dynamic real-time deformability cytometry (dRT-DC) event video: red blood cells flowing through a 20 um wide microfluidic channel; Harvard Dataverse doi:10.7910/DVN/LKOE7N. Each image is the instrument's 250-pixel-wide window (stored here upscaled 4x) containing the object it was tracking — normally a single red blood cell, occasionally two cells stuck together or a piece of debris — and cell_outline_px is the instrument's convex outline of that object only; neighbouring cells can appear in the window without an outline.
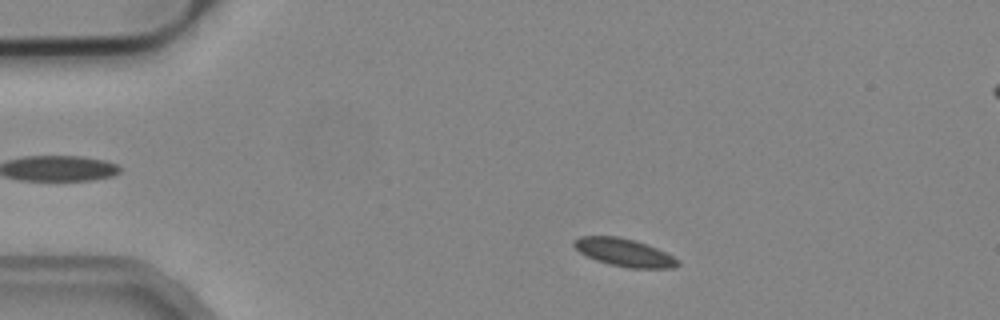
{"species": "common noctule bat (a hibernating species)", "species_latin": "Nyctalus noctula", "temperature_condition": "cold", "stored_images_in_passage": 7, "camera_frame_rate_fps": 3000, "um_per_image_px": 0.085, "animal": {"sex": "male", "body_mass_g": 19.2, "forearm_length_mm": 51.8}, "frame": {"image": 1, "passage_image": 2, "time_ms": 0.333, "image_size_px": [1000, 320], "cell_outline_px": [[680, 264], [672, 268], [628, 268], [608, 264], [596, 260], [580, 252], [572, 244], [572, 240], [580, 236], [616, 236], [632, 240], [656, 248], [680, 260]], "centroid_in_image_um": [53.03, 21.47], "position_along_channel_um": 32.0, "area_um2": 16.65}}
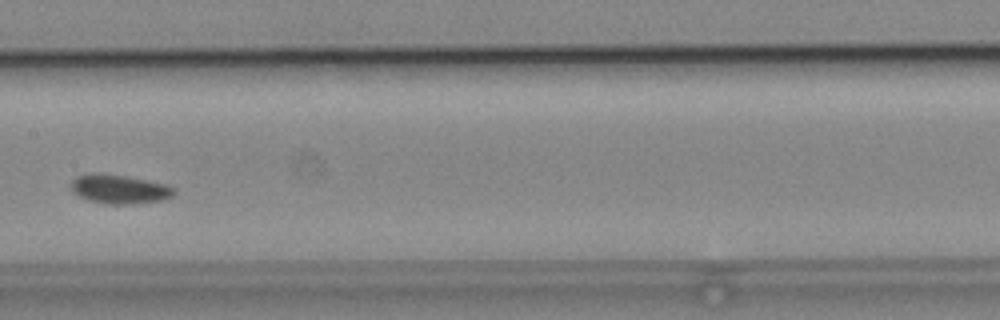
{"frame": {"image": 2, "passage_image": 7, "time_ms": 2.0, "image_size_px": [1000, 320], "cell_outline_px": [[176, 192], [172, 196], [164, 200], [132, 204], [104, 204], [88, 200], [72, 192], [72, 180], [76, 176], [124, 176], [164, 184], [172, 188]], "centroid_in_image_um": [10.19, 16.14], "position_along_channel_um": 197.2, "area_um2": 16.59}}